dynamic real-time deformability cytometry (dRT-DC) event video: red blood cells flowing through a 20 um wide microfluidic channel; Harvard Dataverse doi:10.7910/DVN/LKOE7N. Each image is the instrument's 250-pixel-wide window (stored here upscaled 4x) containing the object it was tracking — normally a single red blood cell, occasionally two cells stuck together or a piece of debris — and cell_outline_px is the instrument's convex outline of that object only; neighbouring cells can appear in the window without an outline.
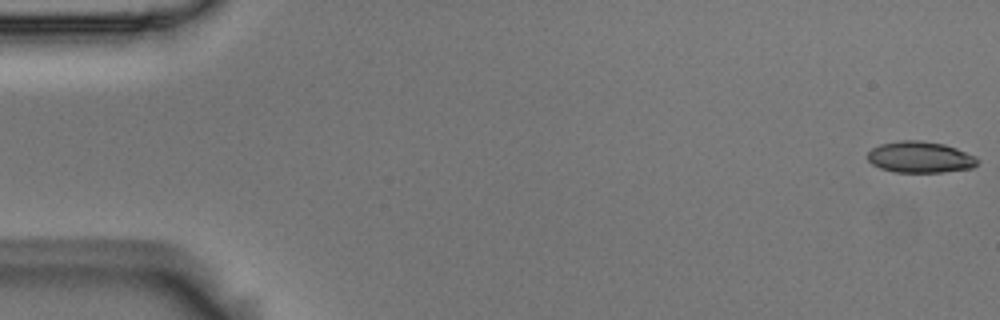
{"species": "Egyptian fruit bat (a non-hibernating species)", "species_latin": "Rousettus aegyptiacus", "temperature_condition": "room temperature", "stored_images_in_passage": 56, "camera_frame_rate_fps": 3000, "um_per_image_px": 0.085, "animal": {"sex": "male"}, "frame": {"image": 1, "passage_image": 1, "time_ms": 0.0, "image_size_px": [1000, 320], "cell_outline_px": [[980, 160], [972, 168], [944, 172], [896, 172], [880, 168], [872, 164], [868, 160], [868, 152], [872, 148], [880, 144], [900, 140], [920, 140], [944, 144], [956, 148], [976, 156]], "centroid_in_image_um": [78.22, 13.35], "position_along_channel_um": 6.8, "area_um2": 20.11}}
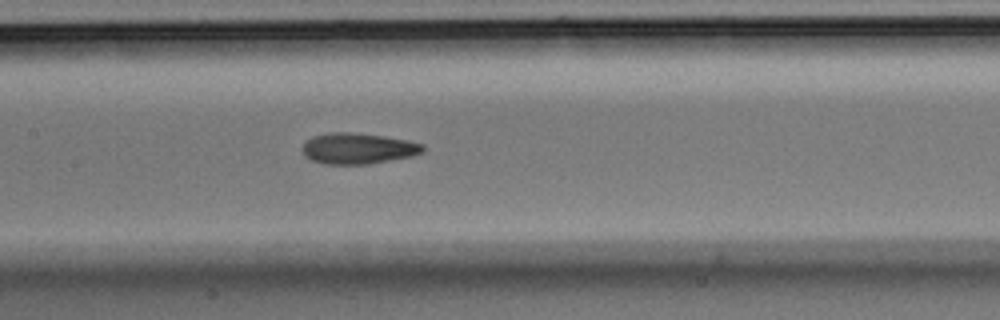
{"frame": {"image": 2, "passage_image": 27, "time_ms": 8.667, "image_size_px": [1000, 320], "cell_outline_px": [[424, 152], [412, 156], [368, 164], [324, 164], [312, 160], [304, 156], [304, 144], [312, 136], [328, 132], [352, 132], [384, 136], [408, 140], [424, 144]], "centroid_in_image_um": [30.45, 12.61], "position_along_channel_um": 176.9, "area_um2": 21.73}}
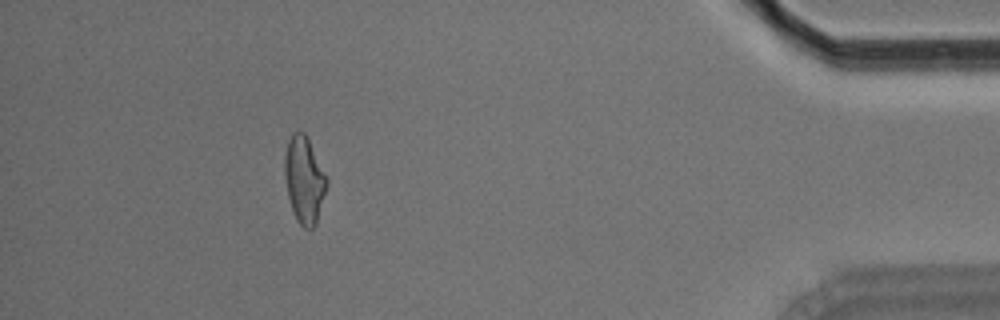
{"frame": {"image": 3, "passage_image": 51, "time_ms": 16.667, "image_size_px": [1000, 320], "cell_outline_px": [[328, 184], [316, 224], [312, 228], [304, 228], [296, 220], [288, 196], [284, 176], [284, 156], [288, 140], [292, 132], [304, 132], [328, 180]], "centroid_in_image_um": [25.84, 15.3], "position_along_channel_um": 409.4, "area_um2": 21.04}, "authors_computed_cell_mechanics": {"area_um2": 21.0103, "velocity_mm_per_s": 3.5915, "shape_relaxation_time_tau1_ms": 10.9589, "shape_relaxation_time_tau2_ms": 2.3237, "deformation_change_tau1": 0.2126, "deformation_change_tau2": 0.0858}}